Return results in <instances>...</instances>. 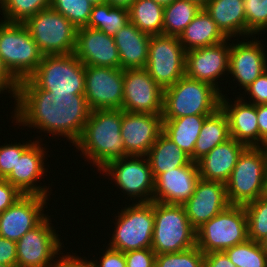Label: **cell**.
<instances>
[{
	"mask_svg": "<svg viewBox=\"0 0 267 267\" xmlns=\"http://www.w3.org/2000/svg\"><path fill=\"white\" fill-rule=\"evenodd\" d=\"M14 107L13 122L19 126L64 136L72 145L80 138L91 112L84 94L52 93L43 89H18Z\"/></svg>",
	"mask_w": 267,
	"mask_h": 267,
	"instance_id": "cell-1",
	"label": "cell"
},
{
	"mask_svg": "<svg viewBox=\"0 0 267 267\" xmlns=\"http://www.w3.org/2000/svg\"><path fill=\"white\" fill-rule=\"evenodd\" d=\"M122 109L90 112L78 141L73 145L99 170L109 162L129 156L121 137Z\"/></svg>",
	"mask_w": 267,
	"mask_h": 267,
	"instance_id": "cell-2",
	"label": "cell"
},
{
	"mask_svg": "<svg viewBox=\"0 0 267 267\" xmlns=\"http://www.w3.org/2000/svg\"><path fill=\"white\" fill-rule=\"evenodd\" d=\"M18 89L84 94L85 65L73 53L44 55L35 72L18 82Z\"/></svg>",
	"mask_w": 267,
	"mask_h": 267,
	"instance_id": "cell-3",
	"label": "cell"
},
{
	"mask_svg": "<svg viewBox=\"0 0 267 267\" xmlns=\"http://www.w3.org/2000/svg\"><path fill=\"white\" fill-rule=\"evenodd\" d=\"M221 93L212 85L184 75L163 90L162 119L211 115L220 108Z\"/></svg>",
	"mask_w": 267,
	"mask_h": 267,
	"instance_id": "cell-4",
	"label": "cell"
},
{
	"mask_svg": "<svg viewBox=\"0 0 267 267\" xmlns=\"http://www.w3.org/2000/svg\"><path fill=\"white\" fill-rule=\"evenodd\" d=\"M43 54L24 23L0 22V60L17 82L28 79Z\"/></svg>",
	"mask_w": 267,
	"mask_h": 267,
	"instance_id": "cell-5",
	"label": "cell"
},
{
	"mask_svg": "<svg viewBox=\"0 0 267 267\" xmlns=\"http://www.w3.org/2000/svg\"><path fill=\"white\" fill-rule=\"evenodd\" d=\"M196 246V230L183 205L154 201V228L151 249L157 254L181 252Z\"/></svg>",
	"mask_w": 267,
	"mask_h": 267,
	"instance_id": "cell-6",
	"label": "cell"
},
{
	"mask_svg": "<svg viewBox=\"0 0 267 267\" xmlns=\"http://www.w3.org/2000/svg\"><path fill=\"white\" fill-rule=\"evenodd\" d=\"M267 159L263 147H246L225 183L230 205H242L264 196Z\"/></svg>",
	"mask_w": 267,
	"mask_h": 267,
	"instance_id": "cell-7",
	"label": "cell"
},
{
	"mask_svg": "<svg viewBox=\"0 0 267 267\" xmlns=\"http://www.w3.org/2000/svg\"><path fill=\"white\" fill-rule=\"evenodd\" d=\"M247 239V215L242 205H229L196 230V246L204 254L225 251Z\"/></svg>",
	"mask_w": 267,
	"mask_h": 267,
	"instance_id": "cell-8",
	"label": "cell"
},
{
	"mask_svg": "<svg viewBox=\"0 0 267 267\" xmlns=\"http://www.w3.org/2000/svg\"><path fill=\"white\" fill-rule=\"evenodd\" d=\"M115 216L116 226L108 244L110 248L123 253L151 248L154 228V201L132 203L122 207ZM118 217V218H117Z\"/></svg>",
	"mask_w": 267,
	"mask_h": 267,
	"instance_id": "cell-9",
	"label": "cell"
},
{
	"mask_svg": "<svg viewBox=\"0 0 267 267\" xmlns=\"http://www.w3.org/2000/svg\"><path fill=\"white\" fill-rule=\"evenodd\" d=\"M24 24L43 55L74 52L77 28L52 7L39 11Z\"/></svg>",
	"mask_w": 267,
	"mask_h": 267,
	"instance_id": "cell-10",
	"label": "cell"
},
{
	"mask_svg": "<svg viewBox=\"0 0 267 267\" xmlns=\"http://www.w3.org/2000/svg\"><path fill=\"white\" fill-rule=\"evenodd\" d=\"M186 51L176 36H151L145 69L162 88L172 86L185 75Z\"/></svg>",
	"mask_w": 267,
	"mask_h": 267,
	"instance_id": "cell-11",
	"label": "cell"
},
{
	"mask_svg": "<svg viewBox=\"0 0 267 267\" xmlns=\"http://www.w3.org/2000/svg\"><path fill=\"white\" fill-rule=\"evenodd\" d=\"M101 171L111 175L118 188L136 203L153 201L154 178L146 156L129 155L109 162Z\"/></svg>",
	"mask_w": 267,
	"mask_h": 267,
	"instance_id": "cell-12",
	"label": "cell"
},
{
	"mask_svg": "<svg viewBox=\"0 0 267 267\" xmlns=\"http://www.w3.org/2000/svg\"><path fill=\"white\" fill-rule=\"evenodd\" d=\"M51 222V217L48 215L16 242V267L54 266V259L62 249L63 243Z\"/></svg>",
	"mask_w": 267,
	"mask_h": 267,
	"instance_id": "cell-13",
	"label": "cell"
},
{
	"mask_svg": "<svg viewBox=\"0 0 267 267\" xmlns=\"http://www.w3.org/2000/svg\"><path fill=\"white\" fill-rule=\"evenodd\" d=\"M123 75L121 68L85 65V98L90 110L122 109Z\"/></svg>",
	"mask_w": 267,
	"mask_h": 267,
	"instance_id": "cell-14",
	"label": "cell"
},
{
	"mask_svg": "<svg viewBox=\"0 0 267 267\" xmlns=\"http://www.w3.org/2000/svg\"><path fill=\"white\" fill-rule=\"evenodd\" d=\"M123 84V111L162 115L164 89L145 68L124 70Z\"/></svg>",
	"mask_w": 267,
	"mask_h": 267,
	"instance_id": "cell-15",
	"label": "cell"
},
{
	"mask_svg": "<svg viewBox=\"0 0 267 267\" xmlns=\"http://www.w3.org/2000/svg\"><path fill=\"white\" fill-rule=\"evenodd\" d=\"M230 40L227 38L216 45L187 51L185 75L212 85L222 94L217 80L225 73L229 75Z\"/></svg>",
	"mask_w": 267,
	"mask_h": 267,
	"instance_id": "cell-16",
	"label": "cell"
},
{
	"mask_svg": "<svg viewBox=\"0 0 267 267\" xmlns=\"http://www.w3.org/2000/svg\"><path fill=\"white\" fill-rule=\"evenodd\" d=\"M47 199L49 200L48 197L40 195L20 197L0 213V236L17 242L25 233L39 225L48 216L44 214Z\"/></svg>",
	"mask_w": 267,
	"mask_h": 267,
	"instance_id": "cell-17",
	"label": "cell"
},
{
	"mask_svg": "<svg viewBox=\"0 0 267 267\" xmlns=\"http://www.w3.org/2000/svg\"><path fill=\"white\" fill-rule=\"evenodd\" d=\"M38 140L33 141V143L22 153L14 169L5 180L16 187L23 195L50 197V191L48 189H51V187L38 185V183H40L38 180L44 179L43 176H47L45 173L48 172L45 168L47 165H44L47 151L45 147H42L45 144H40L42 138H38Z\"/></svg>",
	"mask_w": 267,
	"mask_h": 267,
	"instance_id": "cell-18",
	"label": "cell"
},
{
	"mask_svg": "<svg viewBox=\"0 0 267 267\" xmlns=\"http://www.w3.org/2000/svg\"><path fill=\"white\" fill-rule=\"evenodd\" d=\"M162 132V115L122 110L121 137L128 155L146 156Z\"/></svg>",
	"mask_w": 267,
	"mask_h": 267,
	"instance_id": "cell-19",
	"label": "cell"
},
{
	"mask_svg": "<svg viewBox=\"0 0 267 267\" xmlns=\"http://www.w3.org/2000/svg\"><path fill=\"white\" fill-rule=\"evenodd\" d=\"M248 40L247 37L239 43H230L229 55L228 73L244 90L267 70L265 45L256 36Z\"/></svg>",
	"mask_w": 267,
	"mask_h": 267,
	"instance_id": "cell-20",
	"label": "cell"
},
{
	"mask_svg": "<svg viewBox=\"0 0 267 267\" xmlns=\"http://www.w3.org/2000/svg\"><path fill=\"white\" fill-rule=\"evenodd\" d=\"M229 205L225 183L200 179L183 207L191 226L197 230Z\"/></svg>",
	"mask_w": 267,
	"mask_h": 267,
	"instance_id": "cell-21",
	"label": "cell"
},
{
	"mask_svg": "<svg viewBox=\"0 0 267 267\" xmlns=\"http://www.w3.org/2000/svg\"><path fill=\"white\" fill-rule=\"evenodd\" d=\"M73 54L84 65L120 68L114 38L101 30L90 27L78 28Z\"/></svg>",
	"mask_w": 267,
	"mask_h": 267,
	"instance_id": "cell-22",
	"label": "cell"
},
{
	"mask_svg": "<svg viewBox=\"0 0 267 267\" xmlns=\"http://www.w3.org/2000/svg\"><path fill=\"white\" fill-rule=\"evenodd\" d=\"M199 180L198 166L193 161L161 173L154 179L153 201L183 205L193 195Z\"/></svg>",
	"mask_w": 267,
	"mask_h": 267,
	"instance_id": "cell-23",
	"label": "cell"
},
{
	"mask_svg": "<svg viewBox=\"0 0 267 267\" xmlns=\"http://www.w3.org/2000/svg\"><path fill=\"white\" fill-rule=\"evenodd\" d=\"M237 97L231 104L224 93L221 94L220 107L229 122L230 138L245 144L247 147H259V127L256 105L245 102L246 97ZM230 102V103H229Z\"/></svg>",
	"mask_w": 267,
	"mask_h": 267,
	"instance_id": "cell-24",
	"label": "cell"
},
{
	"mask_svg": "<svg viewBox=\"0 0 267 267\" xmlns=\"http://www.w3.org/2000/svg\"><path fill=\"white\" fill-rule=\"evenodd\" d=\"M247 146L233 138L215 146L198 160L200 179L226 183L237 163L240 154Z\"/></svg>",
	"mask_w": 267,
	"mask_h": 267,
	"instance_id": "cell-25",
	"label": "cell"
},
{
	"mask_svg": "<svg viewBox=\"0 0 267 267\" xmlns=\"http://www.w3.org/2000/svg\"><path fill=\"white\" fill-rule=\"evenodd\" d=\"M120 58V68L142 69L148 60L151 36L140 31L133 23H127L113 36Z\"/></svg>",
	"mask_w": 267,
	"mask_h": 267,
	"instance_id": "cell-26",
	"label": "cell"
},
{
	"mask_svg": "<svg viewBox=\"0 0 267 267\" xmlns=\"http://www.w3.org/2000/svg\"><path fill=\"white\" fill-rule=\"evenodd\" d=\"M243 0H210L204 9L216 23L222 34L232 37L246 38V17Z\"/></svg>",
	"mask_w": 267,
	"mask_h": 267,
	"instance_id": "cell-27",
	"label": "cell"
},
{
	"mask_svg": "<svg viewBox=\"0 0 267 267\" xmlns=\"http://www.w3.org/2000/svg\"><path fill=\"white\" fill-rule=\"evenodd\" d=\"M178 38L186 52L216 45L227 39L204 8L193 18Z\"/></svg>",
	"mask_w": 267,
	"mask_h": 267,
	"instance_id": "cell-28",
	"label": "cell"
},
{
	"mask_svg": "<svg viewBox=\"0 0 267 267\" xmlns=\"http://www.w3.org/2000/svg\"><path fill=\"white\" fill-rule=\"evenodd\" d=\"M230 139L229 122L227 115L221 109L207 116L203 122L199 137L195 143L191 161L197 162L208 154L215 146Z\"/></svg>",
	"mask_w": 267,
	"mask_h": 267,
	"instance_id": "cell-29",
	"label": "cell"
},
{
	"mask_svg": "<svg viewBox=\"0 0 267 267\" xmlns=\"http://www.w3.org/2000/svg\"><path fill=\"white\" fill-rule=\"evenodd\" d=\"M146 157L154 179L161 173L188 165L191 162L190 156L163 132L158 136Z\"/></svg>",
	"mask_w": 267,
	"mask_h": 267,
	"instance_id": "cell-30",
	"label": "cell"
},
{
	"mask_svg": "<svg viewBox=\"0 0 267 267\" xmlns=\"http://www.w3.org/2000/svg\"><path fill=\"white\" fill-rule=\"evenodd\" d=\"M209 115H191L163 120V133L188 156L194 153L203 122Z\"/></svg>",
	"mask_w": 267,
	"mask_h": 267,
	"instance_id": "cell-31",
	"label": "cell"
},
{
	"mask_svg": "<svg viewBox=\"0 0 267 267\" xmlns=\"http://www.w3.org/2000/svg\"><path fill=\"white\" fill-rule=\"evenodd\" d=\"M129 22L150 35H163L164 6L154 0H136L129 8Z\"/></svg>",
	"mask_w": 267,
	"mask_h": 267,
	"instance_id": "cell-32",
	"label": "cell"
},
{
	"mask_svg": "<svg viewBox=\"0 0 267 267\" xmlns=\"http://www.w3.org/2000/svg\"><path fill=\"white\" fill-rule=\"evenodd\" d=\"M202 7L187 0H175L164 6L163 35L179 37Z\"/></svg>",
	"mask_w": 267,
	"mask_h": 267,
	"instance_id": "cell-33",
	"label": "cell"
},
{
	"mask_svg": "<svg viewBox=\"0 0 267 267\" xmlns=\"http://www.w3.org/2000/svg\"><path fill=\"white\" fill-rule=\"evenodd\" d=\"M129 23V11L125 7L112 6L110 3L94 5L86 27L101 30L109 36Z\"/></svg>",
	"mask_w": 267,
	"mask_h": 267,
	"instance_id": "cell-34",
	"label": "cell"
},
{
	"mask_svg": "<svg viewBox=\"0 0 267 267\" xmlns=\"http://www.w3.org/2000/svg\"><path fill=\"white\" fill-rule=\"evenodd\" d=\"M236 267H267V252L259 242H245L225 250Z\"/></svg>",
	"mask_w": 267,
	"mask_h": 267,
	"instance_id": "cell-35",
	"label": "cell"
},
{
	"mask_svg": "<svg viewBox=\"0 0 267 267\" xmlns=\"http://www.w3.org/2000/svg\"><path fill=\"white\" fill-rule=\"evenodd\" d=\"M51 7V0H0L6 22L24 23L39 11Z\"/></svg>",
	"mask_w": 267,
	"mask_h": 267,
	"instance_id": "cell-36",
	"label": "cell"
},
{
	"mask_svg": "<svg viewBox=\"0 0 267 267\" xmlns=\"http://www.w3.org/2000/svg\"><path fill=\"white\" fill-rule=\"evenodd\" d=\"M247 215L248 239L261 242L267 235V198L261 196L244 205Z\"/></svg>",
	"mask_w": 267,
	"mask_h": 267,
	"instance_id": "cell-37",
	"label": "cell"
},
{
	"mask_svg": "<svg viewBox=\"0 0 267 267\" xmlns=\"http://www.w3.org/2000/svg\"><path fill=\"white\" fill-rule=\"evenodd\" d=\"M51 7L67 18L77 29L87 26L93 9L89 0H51Z\"/></svg>",
	"mask_w": 267,
	"mask_h": 267,
	"instance_id": "cell-38",
	"label": "cell"
},
{
	"mask_svg": "<svg viewBox=\"0 0 267 267\" xmlns=\"http://www.w3.org/2000/svg\"><path fill=\"white\" fill-rule=\"evenodd\" d=\"M155 267H204V253L194 246L181 252L159 254Z\"/></svg>",
	"mask_w": 267,
	"mask_h": 267,
	"instance_id": "cell-39",
	"label": "cell"
},
{
	"mask_svg": "<svg viewBox=\"0 0 267 267\" xmlns=\"http://www.w3.org/2000/svg\"><path fill=\"white\" fill-rule=\"evenodd\" d=\"M243 2L246 37L251 38L256 34L267 32V0H243Z\"/></svg>",
	"mask_w": 267,
	"mask_h": 267,
	"instance_id": "cell-40",
	"label": "cell"
},
{
	"mask_svg": "<svg viewBox=\"0 0 267 267\" xmlns=\"http://www.w3.org/2000/svg\"><path fill=\"white\" fill-rule=\"evenodd\" d=\"M32 140L0 146V179H5L14 169L22 153L32 144Z\"/></svg>",
	"mask_w": 267,
	"mask_h": 267,
	"instance_id": "cell-41",
	"label": "cell"
},
{
	"mask_svg": "<svg viewBox=\"0 0 267 267\" xmlns=\"http://www.w3.org/2000/svg\"><path fill=\"white\" fill-rule=\"evenodd\" d=\"M156 255L151 248L125 252L126 267H155Z\"/></svg>",
	"mask_w": 267,
	"mask_h": 267,
	"instance_id": "cell-42",
	"label": "cell"
},
{
	"mask_svg": "<svg viewBox=\"0 0 267 267\" xmlns=\"http://www.w3.org/2000/svg\"><path fill=\"white\" fill-rule=\"evenodd\" d=\"M246 92L250 96L247 103L256 106L267 104V70L244 90L245 95Z\"/></svg>",
	"mask_w": 267,
	"mask_h": 267,
	"instance_id": "cell-43",
	"label": "cell"
},
{
	"mask_svg": "<svg viewBox=\"0 0 267 267\" xmlns=\"http://www.w3.org/2000/svg\"><path fill=\"white\" fill-rule=\"evenodd\" d=\"M23 194L7 180L0 179V213L13 205Z\"/></svg>",
	"mask_w": 267,
	"mask_h": 267,
	"instance_id": "cell-44",
	"label": "cell"
},
{
	"mask_svg": "<svg viewBox=\"0 0 267 267\" xmlns=\"http://www.w3.org/2000/svg\"><path fill=\"white\" fill-rule=\"evenodd\" d=\"M16 242L0 236V267H16Z\"/></svg>",
	"mask_w": 267,
	"mask_h": 267,
	"instance_id": "cell-45",
	"label": "cell"
},
{
	"mask_svg": "<svg viewBox=\"0 0 267 267\" xmlns=\"http://www.w3.org/2000/svg\"><path fill=\"white\" fill-rule=\"evenodd\" d=\"M102 253L100 261L93 260L96 267H126V259L122 251L106 247V251Z\"/></svg>",
	"mask_w": 267,
	"mask_h": 267,
	"instance_id": "cell-46",
	"label": "cell"
},
{
	"mask_svg": "<svg viewBox=\"0 0 267 267\" xmlns=\"http://www.w3.org/2000/svg\"><path fill=\"white\" fill-rule=\"evenodd\" d=\"M7 91L14 98V104H17L18 98V82L15 78L7 71L2 61L0 60V94L3 91Z\"/></svg>",
	"mask_w": 267,
	"mask_h": 267,
	"instance_id": "cell-47",
	"label": "cell"
},
{
	"mask_svg": "<svg viewBox=\"0 0 267 267\" xmlns=\"http://www.w3.org/2000/svg\"><path fill=\"white\" fill-rule=\"evenodd\" d=\"M62 251L59 252V257L57 255V258L55 259V263L53 267H96L93 259L88 261L87 258L83 259L82 257L67 254L66 256L61 253ZM62 254L63 256H60Z\"/></svg>",
	"mask_w": 267,
	"mask_h": 267,
	"instance_id": "cell-48",
	"label": "cell"
},
{
	"mask_svg": "<svg viewBox=\"0 0 267 267\" xmlns=\"http://www.w3.org/2000/svg\"><path fill=\"white\" fill-rule=\"evenodd\" d=\"M204 267H236L225 251L204 254Z\"/></svg>",
	"mask_w": 267,
	"mask_h": 267,
	"instance_id": "cell-49",
	"label": "cell"
},
{
	"mask_svg": "<svg viewBox=\"0 0 267 267\" xmlns=\"http://www.w3.org/2000/svg\"><path fill=\"white\" fill-rule=\"evenodd\" d=\"M256 112L259 127V147L267 140V104L257 105Z\"/></svg>",
	"mask_w": 267,
	"mask_h": 267,
	"instance_id": "cell-50",
	"label": "cell"
},
{
	"mask_svg": "<svg viewBox=\"0 0 267 267\" xmlns=\"http://www.w3.org/2000/svg\"><path fill=\"white\" fill-rule=\"evenodd\" d=\"M136 0H107L112 6L129 8Z\"/></svg>",
	"mask_w": 267,
	"mask_h": 267,
	"instance_id": "cell-51",
	"label": "cell"
},
{
	"mask_svg": "<svg viewBox=\"0 0 267 267\" xmlns=\"http://www.w3.org/2000/svg\"><path fill=\"white\" fill-rule=\"evenodd\" d=\"M187 1L194 2L198 4L200 7L204 8L210 0H187Z\"/></svg>",
	"mask_w": 267,
	"mask_h": 267,
	"instance_id": "cell-52",
	"label": "cell"
},
{
	"mask_svg": "<svg viewBox=\"0 0 267 267\" xmlns=\"http://www.w3.org/2000/svg\"><path fill=\"white\" fill-rule=\"evenodd\" d=\"M156 3L161 4L162 6H166L171 4L175 0H154Z\"/></svg>",
	"mask_w": 267,
	"mask_h": 267,
	"instance_id": "cell-53",
	"label": "cell"
},
{
	"mask_svg": "<svg viewBox=\"0 0 267 267\" xmlns=\"http://www.w3.org/2000/svg\"><path fill=\"white\" fill-rule=\"evenodd\" d=\"M89 2L94 6V5H98V4L107 3V0H89Z\"/></svg>",
	"mask_w": 267,
	"mask_h": 267,
	"instance_id": "cell-54",
	"label": "cell"
},
{
	"mask_svg": "<svg viewBox=\"0 0 267 267\" xmlns=\"http://www.w3.org/2000/svg\"><path fill=\"white\" fill-rule=\"evenodd\" d=\"M260 245L266 250L267 252V235L264 237V239L260 242Z\"/></svg>",
	"mask_w": 267,
	"mask_h": 267,
	"instance_id": "cell-55",
	"label": "cell"
},
{
	"mask_svg": "<svg viewBox=\"0 0 267 267\" xmlns=\"http://www.w3.org/2000/svg\"><path fill=\"white\" fill-rule=\"evenodd\" d=\"M263 149H264V151H265V154H266V159H267V140L264 142V144H263Z\"/></svg>",
	"mask_w": 267,
	"mask_h": 267,
	"instance_id": "cell-56",
	"label": "cell"
},
{
	"mask_svg": "<svg viewBox=\"0 0 267 267\" xmlns=\"http://www.w3.org/2000/svg\"><path fill=\"white\" fill-rule=\"evenodd\" d=\"M264 196L267 198V173H266V182H265Z\"/></svg>",
	"mask_w": 267,
	"mask_h": 267,
	"instance_id": "cell-57",
	"label": "cell"
}]
</instances>
